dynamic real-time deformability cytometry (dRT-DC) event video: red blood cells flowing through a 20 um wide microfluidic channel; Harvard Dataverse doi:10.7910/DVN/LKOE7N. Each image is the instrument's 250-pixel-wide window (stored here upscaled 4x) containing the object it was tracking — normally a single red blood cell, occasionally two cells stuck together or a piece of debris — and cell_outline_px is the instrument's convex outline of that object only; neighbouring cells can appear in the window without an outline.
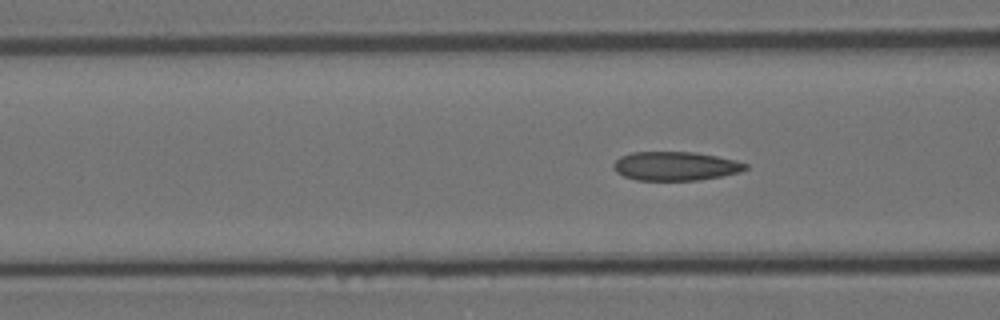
{"species": "Egyptian fruit bat (a non-hibernating species)", "species_latin": "Rousettus aegyptiacus", "temperature_condition": "room temperature", "stored_images_in_passage": 7, "camera_frame_rate_fps": 3000, "um_per_image_px": 0.085, "animal": {"sex": "female"}, "frame": {"image": 1, "passage_image": 7, "time_ms": 2.0, "image_size_px": [1000, 320], "cell_outline_px": [[748, 168], [740, 172], [700, 180], [636, 180], [624, 176], [616, 172], [612, 168], [612, 164], [620, 156], [632, 152], [696, 152], [736, 160], [748, 164]], "centroid_in_image_um": [57.4, 14.11], "position_along_channel_um": 109.2, "area_um2": 22.31}}